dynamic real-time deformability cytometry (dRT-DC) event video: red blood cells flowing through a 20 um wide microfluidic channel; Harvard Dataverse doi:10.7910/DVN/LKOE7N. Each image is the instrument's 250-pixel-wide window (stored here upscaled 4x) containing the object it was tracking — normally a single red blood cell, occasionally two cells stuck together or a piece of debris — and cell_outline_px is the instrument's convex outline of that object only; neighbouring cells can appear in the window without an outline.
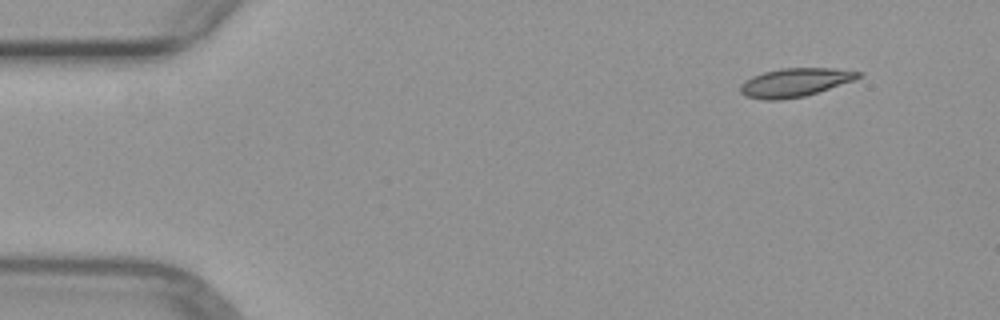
{"species": "common noctule bat (a hibernating species)", "species_latin": "Nyctalus noctula", "temperature_condition": "warm", "stored_images_in_passage": 5, "camera_frame_rate_fps": 3000, "um_per_image_px": 0.085, "animal": {"sex": "female", "body_mass_g": 29.2, "forearm_length_mm": 56.3}, "frame": {"image": 1, "passage_image": 1, "time_ms": 0.0, "image_size_px": [1000, 320], "cell_outline_px": [[864, 72], [860, 76], [852, 80], [804, 96], [780, 100], [764, 100], [744, 96], [740, 92], [740, 84], [744, 80], [752, 76], [764, 72], [780, 68], [832, 68]], "centroid_in_image_um": [67.5, 7.0], "position_along_channel_um": 17.5, "area_um2": 19.48}}
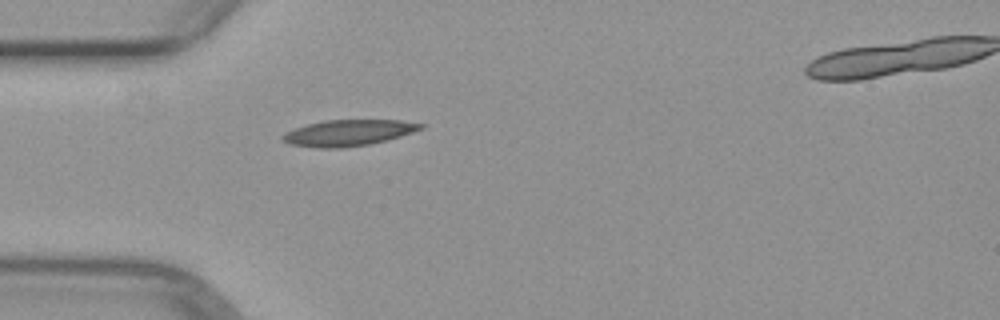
{"frame": {"image": 2, "passage_image": 4, "time_ms": 3.333, "image_size_px": [1000, 320], "cell_outline_px": [[424, 128], [400, 136], [368, 144], [340, 148], [320, 148], [292, 144], [280, 140], [280, 136], [284, 132], [308, 124], [324, 120], [400, 120], [424, 124]], "centroid_in_image_um": [29.57, 11.28], "position_along_channel_um": 55.4, "area_um2": 20.81}}